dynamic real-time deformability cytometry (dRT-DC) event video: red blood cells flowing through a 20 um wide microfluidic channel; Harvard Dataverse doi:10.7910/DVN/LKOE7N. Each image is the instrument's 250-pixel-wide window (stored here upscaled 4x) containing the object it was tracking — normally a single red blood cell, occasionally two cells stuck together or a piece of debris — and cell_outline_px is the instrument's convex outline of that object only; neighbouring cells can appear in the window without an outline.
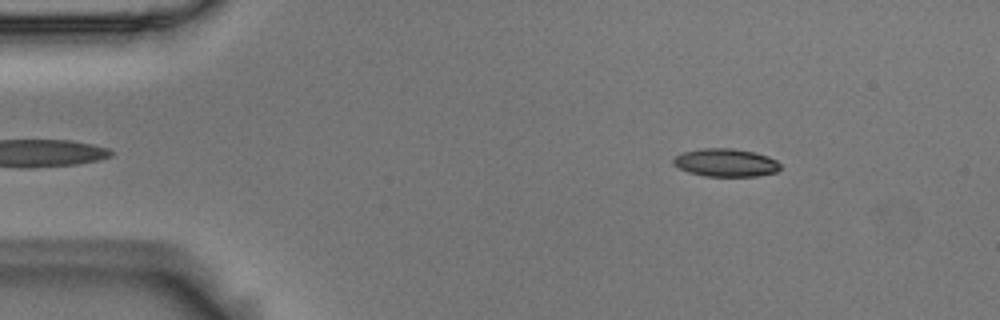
{"species": "Egyptian fruit bat (a non-hibernating species)", "species_latin": "Rousettus aegyptiacus", "temperature_condition": "room temperature", "stored_images_in_passage": 49, "camera_frame_rate_fps": 3000, "um_per_image_px": 0.085, "animal": {"sex": "male"}, "frame": {"image": 1, "passage_image": 3, "time_ms": 0.667, "image_size_px": [1000, 320], "cell_outline_px": [[780, 168], [776, 172], [756, 176], [704, 176], [688, 172], [672, 164], [672, 160], [676, 156], [684, 152], [700, 148], [732, 148], [756, 152], [768, 156], [776, 160], [780, 164]], "centroid_in_image_um": [61.69, 13.82], "position_along_channel_um": 23.3, "area_um2": 17.51}}
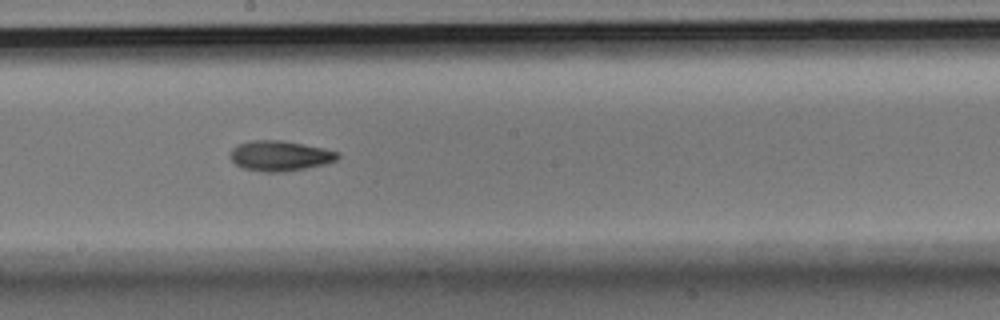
{"frame": {"image": 2, "passage_image": 25, "time_ms": 8.0, "image_size_px": [1000, 320], "cell_outline_px": [[340, 156], [336, 160], [324, 164], [284, 172], [264, 172], [244, 168], [236, 164], [232, 160], [232, 148], [240, 144], [252, 140], [280, 140], [304, 144], [324, 148], [340, 152]], "centroid_in_image_um": [23.84, 13.24], "position_along_channel_um": 224.4, "area_um2": 18.73}}
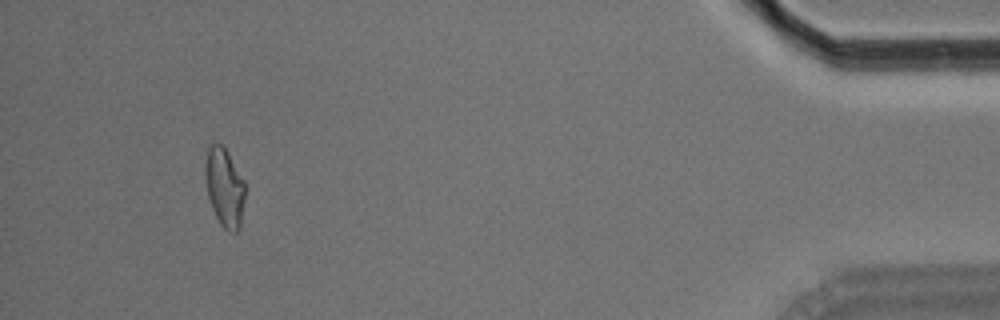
{"frame": {"image": 3, "passage_image": 46, "time_ms": 15.0, "image_size_px": [1000, 320], "cell_outline_px": [[244, 200], [240, 228], [236, 232], [228, 232], [220, 224], [212, 208], [208, 196], [204, 172], [204, 164], [208, 148], [212, 144], [224, 144], [244, 180]], "centroid_in_image_um": [19.08, 15.91], "position_along_channel_um": 416.1, "area_um2": 18.44}, "authors_computed_cell_mechanics": {"area_um2": 18.207, "velocity_mm_per_s": 3.7085, "shape_relaxation_time_tau1_ms": null, "shape_relaxation_time_tau2_ms": 7.9548, "deformation_change_tau1": null, "deformation_change_tau2": 0.1432}}